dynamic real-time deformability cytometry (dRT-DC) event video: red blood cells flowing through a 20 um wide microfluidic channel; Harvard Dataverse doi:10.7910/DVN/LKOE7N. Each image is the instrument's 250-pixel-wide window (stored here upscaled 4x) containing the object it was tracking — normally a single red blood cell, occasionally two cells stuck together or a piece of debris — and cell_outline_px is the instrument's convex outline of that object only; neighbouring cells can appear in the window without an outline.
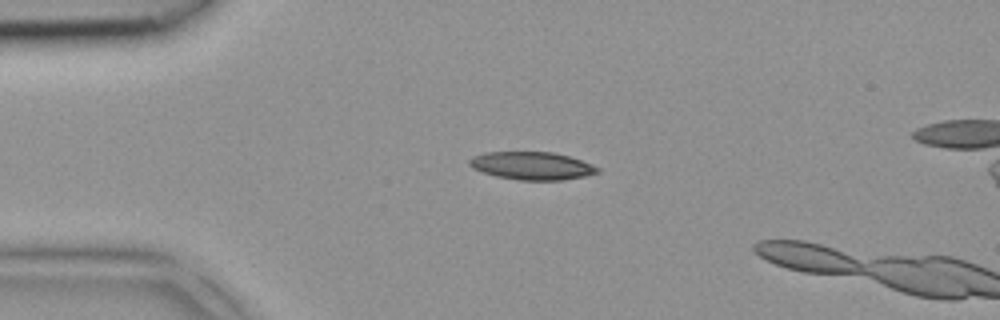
{"species": "common noctule bat (a hibernating species)", "species_latin": "Nyctalus noctula", "temperature_condition": "room temperature", "stored_images_in_passage": 3, "camera_frame_rate_fps": 3000, "um_per_image_px": 0.085, "animal": {"sex": "female", "body_mass_g": 18.4}, "frame": {"image": 1, "passage_image": 2, "time_ms": 0.333, "image_size_px": [1000, 320], "cell_outline_px": [[600, 172], [584, 176], [564, 180], [520, 180], [496, 176], [472, 168], [468, 164], [468, 160], [472, 156], [484, 152], [552, 152], [568, 156], [592, 164], [600, 168]], "centroid_in_image_um": [45.2, 14.09], "position_along_channel_um": 39.8, "area_um2": 20.81}}